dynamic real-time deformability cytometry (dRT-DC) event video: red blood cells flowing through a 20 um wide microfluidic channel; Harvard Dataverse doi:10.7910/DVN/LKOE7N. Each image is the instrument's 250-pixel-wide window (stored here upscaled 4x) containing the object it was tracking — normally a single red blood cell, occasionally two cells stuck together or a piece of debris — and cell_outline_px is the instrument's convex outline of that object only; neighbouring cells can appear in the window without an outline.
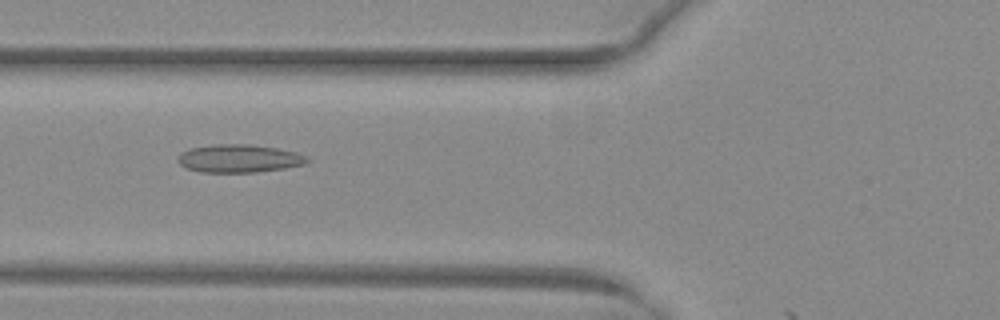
{"species": "common noctule bat (a hibernating species)", "species_latin": "Nyctalus noctula", "temperature_condition": "warm", "stored_images_in_passage": 52, "camera_frame_rate_fps": 3000, "um_per_image_px": 0.085, "animal": {"sex": "female", "body_mass_g": 29.2, "forearm_length_mm": 56.3}, "frame": {"image": 1, "passage_image": 21, "time_ms": 6.667, "image_size_px": [1000, 320], "cell_outline_px": [[312, 160], [304, 164], [284, 168], [256, 172], [200, 172], [188, 168], [180, 164], [176, 160], [180, 152], [192, 148], [216, 144], [244, 144], [276, 148], [296, 152]], "centroid_in_image_um": [20.3, 13.47], "position_along_channel_um": 105.5, "area_um2": 20.92}}
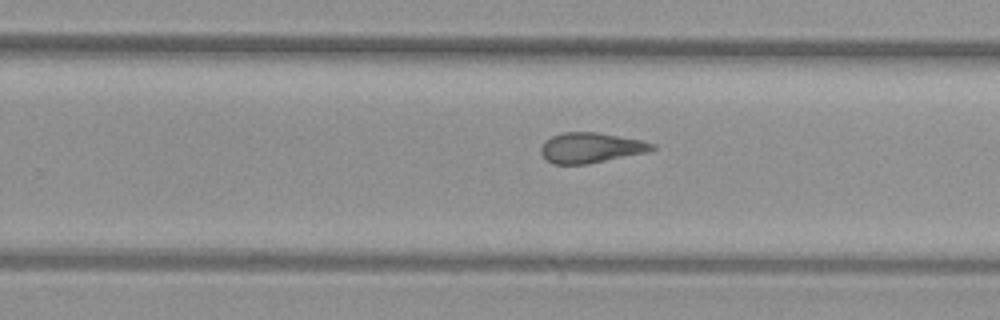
{"frame": {"image": 2, "passage_image": 34, "time_ms": 11.0, "image_size_px": [1000, 320], "cell_outline_px": [[656, 148], [648, 152], [588, 164], [552, 164], [540, 152], [540, 148], [544, 140], [552, 136], [564, 132], [596, 132], [640, 140], [656, 144]], "centroid_in_image_um": [50.21, 12.56], "position_along_channel_um": 279.6, "area_um2": 19.59}}
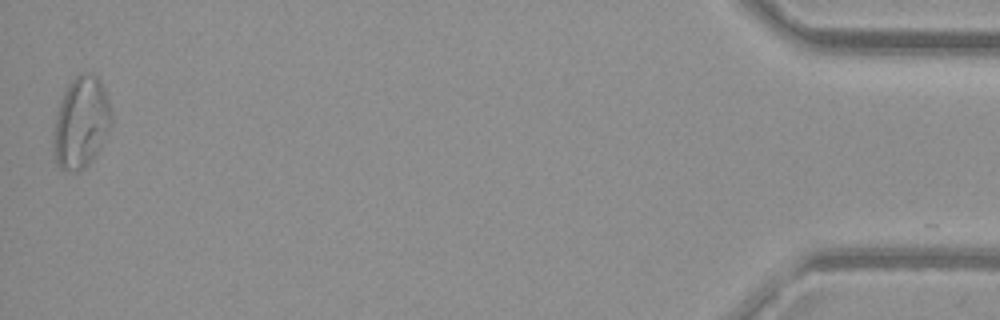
{"frame": {"image": 3, "passage_image": 52, "time_ms": 17.0, "image_size_px": [1000, 320], "cell_outline_px": [[112, 124], [96, 152], [88, 164], [76, 172], [72, 172], [60, 168], [56, 164], [52, 152], [52, 136], [56, 116], [64, 92], [68, 84], [80, 72], [92, 72], [100, 80], [104, 88], [112, 112]], "centroid_in_image_um": [6.87, 10.4], "position_along_channel_um": 428.3, "area_um2": 30.92}, "authors_computed_cell_mechanics": {"area_um2": 22.5709, "velocity_mm_per_s": 4.0188, "shape_relaxation_time_tau1_ms": null, "shape_relaxation_time_tau2_ms": 2.3038, "deformation_change_tau1": null, "deformation_change_tau2": 0.1171}}